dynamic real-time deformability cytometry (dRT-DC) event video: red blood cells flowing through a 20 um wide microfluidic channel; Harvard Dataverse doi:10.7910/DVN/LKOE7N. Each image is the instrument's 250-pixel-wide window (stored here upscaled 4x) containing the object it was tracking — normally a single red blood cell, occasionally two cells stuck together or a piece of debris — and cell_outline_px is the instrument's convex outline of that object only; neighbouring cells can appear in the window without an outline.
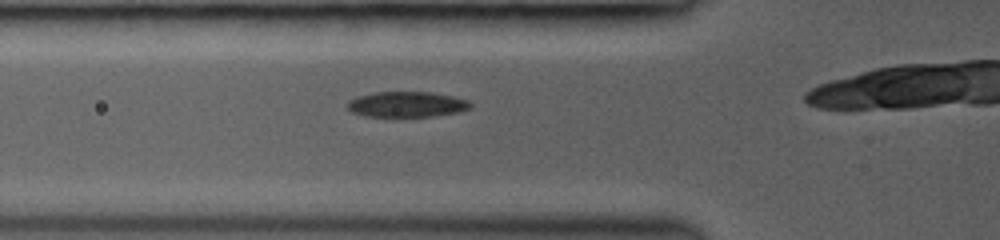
{"species": "common noctule bat (a hibernating species)", "species_latin": "Nyctalus noctula", "temperature_condition": "room temperature", "stored_images_in_passage": 10, "camera_frame_rate_fps": 3000, "um_per_image_px": 0.085, "animal": {"sex": "female", "body_mass_g": 19.0, "forearm_length_mm": 53.3}, "frame": {"image": 1, "passage_image": 6, "time_ms": 3.333, "image_size_px": [1000, 240], "cell_outline_px": [[472, 108], [460, 112], [432, 116], [364, 116], [352, 112], [348, 108], [348, 100], [356, 96], [376, 92], [428, 92], [452, 96], [468, 100], [472, 104]], "centroid_in_image_um": [34.59, 8.87], "position_along_channel_um": 91.2, "area_um2": 18.26}}
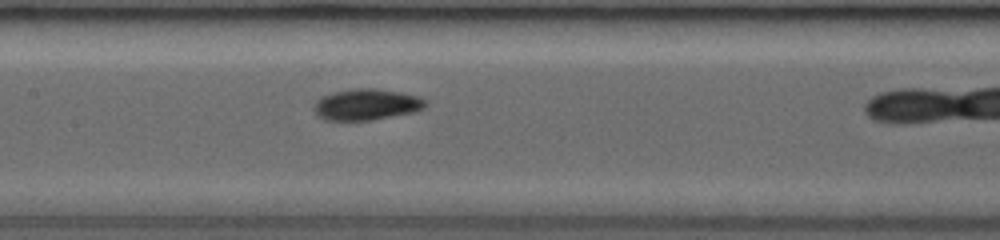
{"frame": {"image": 2, "passage_image": 9, "time_ms": 5.333, "image_size_px": [1000, 240], "cell_outline_px": [[428, 104], [424, 108], [416, 112], [372, 120], [324, 120], [312, 108], [312, 104], [320, 96], [332, 92], [356, 88], [376, 88], [400, 92], [420, 96], [428, 100]], "centroid_in_image_um": [31.18, 8.87], "position_along_channel_um": 176.2, "area_um2": 20.69}}